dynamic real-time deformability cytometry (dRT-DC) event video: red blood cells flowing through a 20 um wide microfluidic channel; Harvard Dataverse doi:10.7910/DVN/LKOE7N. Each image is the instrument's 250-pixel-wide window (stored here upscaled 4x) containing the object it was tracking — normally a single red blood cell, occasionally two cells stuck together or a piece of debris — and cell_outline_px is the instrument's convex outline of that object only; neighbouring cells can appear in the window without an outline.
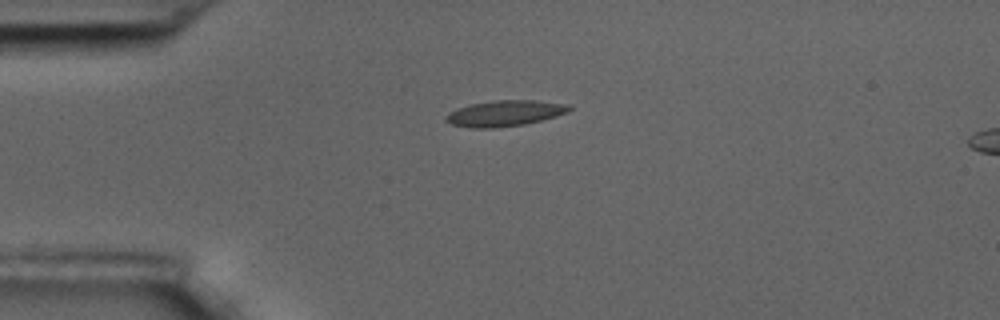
{"species": "common noctule bat (a hibernating species)", "species_latin": "Nyctalus noctula", "temperature_condition": "room temperature", "stored_images_in_passage": 2, "camera_frame_rate_fps": 3000, "um_per_image_px": 0.085, "animal": {"sex": "male", "body_mass_g": 17.5, "forearm_length_mm": 52.3}, "frame": {"image": 1, "passage_image": 1, "time_ms": 0.0, "image_size_px": [1000, 320], "cell_outline_px": [[572, 108], [568, 112], [556, 116], [524, 124], [492, 128], [472, 128], [452, 124], [444, 120], [444, 116], [448, 112], [456, 108], [472, 104], [492, 100], [532, 100], [568, 104]], "centroid_in_image_um": [42.87, 9.62], "position_along_channel_um": 42.1, "area_um2": 18.55}}